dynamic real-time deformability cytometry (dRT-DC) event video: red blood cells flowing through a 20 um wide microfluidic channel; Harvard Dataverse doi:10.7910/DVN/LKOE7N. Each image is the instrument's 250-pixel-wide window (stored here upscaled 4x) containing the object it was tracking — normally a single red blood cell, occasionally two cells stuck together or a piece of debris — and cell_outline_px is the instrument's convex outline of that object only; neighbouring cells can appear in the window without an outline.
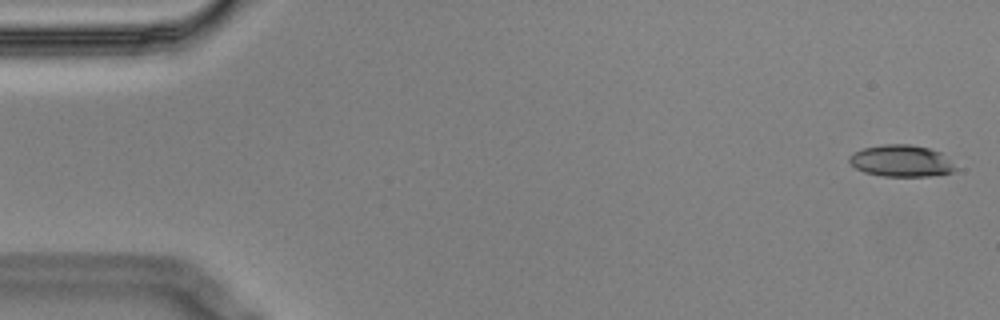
{"species": "Egyptian fruit bat (a non-hibernating species)", "species_latin": "Rousettus aegyptiacus", "temperature_condition": "cold", "stored_images_in_passage": 3, "camera_frame_rate_fps": 3000, "um_per_image_px": 0.085, "animal": {"sex": "male"}, "frame": {"image": 1, "passage_image": 1, "time_ms": 0.0, "image_size_px": [1000, 320], "cell_outline_px": [[956, 168], [952, 172], [928, 176], [884, 176], [864, 172], [856, 168], [848, 160], [848, 156], [852, 152], [864, 148], [884, 144], [912, 144], [928, 148], [940, 152]], "centroid_in_image_um": [76.55, 13.67], "position_along_channel_um": 8.4, "area_um2": 19.42}}